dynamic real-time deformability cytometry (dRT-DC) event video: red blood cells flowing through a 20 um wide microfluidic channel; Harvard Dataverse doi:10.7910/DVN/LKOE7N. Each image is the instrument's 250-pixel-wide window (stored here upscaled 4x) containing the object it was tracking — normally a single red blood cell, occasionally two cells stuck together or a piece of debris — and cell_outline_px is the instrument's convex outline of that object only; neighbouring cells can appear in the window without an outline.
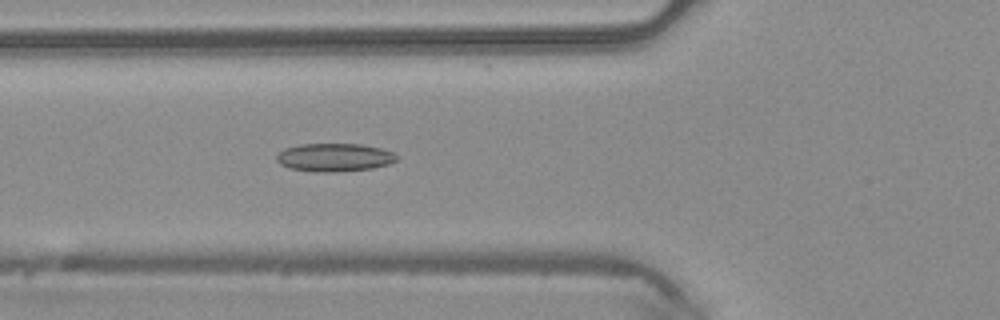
{"species": "common noctule bat (a hibernating species)", "species_latin": "Nyctalus noctula", "temperature_condition": "warm", "stored_images_in_passage": 47, "camera_frame_rate_fps": 3000, "um_per_image_px": 0.085, "animal": {"sex": "male", "body_mass_g": 20.4}, "frame": {"image": 1, "passage_image": 17, "time_ms": 5.333, "image_size_px": [1000, 320], "cell_outline_px": [[396, 160], [388, 164], [372, 168], [332, 172], [324, 172], [288, 168], [280, 164], [276, 160], [276, 156], [284, 148], [300, 144], [360, 144], [380, 148], [392, 152], [396, 156]], "centroid_in_image_um": [28.39, 13.37], "position_along_channel_um": 97.4, "area_um2": 19.48}}
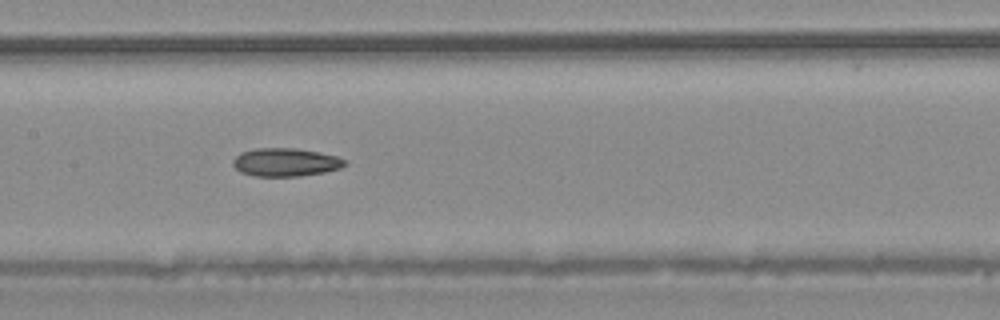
{"frame": {"image": 2, "passage_image": 23, "time_ms": 7.333, "image_size_px": [1000, 320], "cell_outline_px": [[348, 164], [340, 168], [324, 172], [300, 176], [252, 176], [240, 172], [232, 164], [232, 160], [240, 152], [256, 148], [296, 148], [320, 152], [336, 156], [348, 160]], "centroid_in_image_um": [24.28, 13.79], "position_along_channel_um": 183.1, "area_um2": 18.61}}
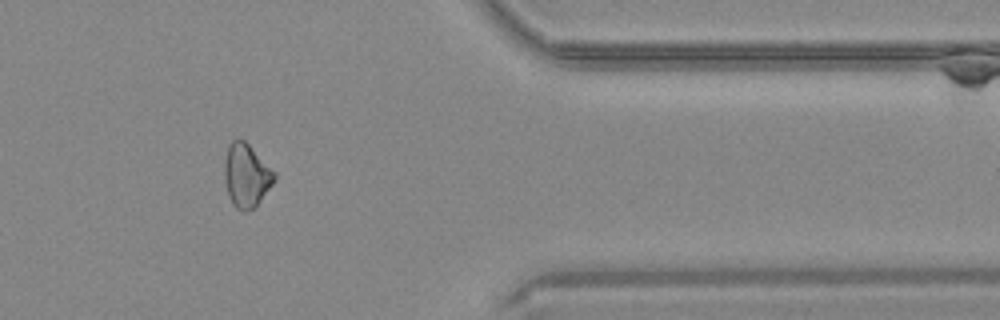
{"frame": {"image": 3, "passage_image": 39, "time_ms": 12.667, "image_size_px": [1000, 320], "cell_outline_px": [[276, 180], [256, 208], [244, 212], [236, 208], [232, 204], [228, 196], [224, 180], [224, 160], [228, 144], [232, 140], [244, 140], [276, 172]], "centroid_in_image_um": [20.94, 14.95], "position_along_channel_um": 390.5, "area_um2": 18.84}, "authors_computed_cell_mechanics": {"area_um2": 19.0162, "velocity_mm_per_s": 4.2602, "shape_relaxation_time_tau1_ms": 4.44, "shape_relaxation_time_tau2_ms": 10.5288, "deformation_change_tau1": 0.0987, "deformation_change_tau2": 0.2052}}